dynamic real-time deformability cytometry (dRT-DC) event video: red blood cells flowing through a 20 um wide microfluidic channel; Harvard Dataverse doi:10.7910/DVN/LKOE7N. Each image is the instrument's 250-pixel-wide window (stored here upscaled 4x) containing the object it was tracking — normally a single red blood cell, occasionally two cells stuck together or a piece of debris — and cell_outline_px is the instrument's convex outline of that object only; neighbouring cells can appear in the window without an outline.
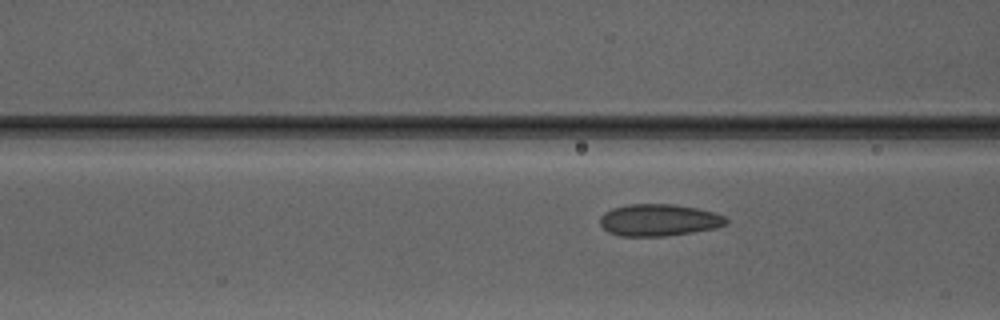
{"species": "Egyptian fruit bat (a non-hibernating species)", "species_latin": "Rousettus aegyptiacus", "temperature_condition": "warm", "stored_images_in_passage": 6, "camera_frame_rate_fps": 3000, "um_per_image_px": 0.085, "animal": {"sex": "male"}, "frame": {"image": 1, "passage_image": 6, "time_ms": 6.0, "image_size_px": [1000, 320], "cell_outline_px": [[728, 224], [716, 228], [692, 232], [664, 236], [620, 236], [608, 232], [600, 224], [600, 216], [604, 212], [612, 208], [628, 204], [672, 204], [696, 208], [712, 212], [724, 216], [728, 220]], "centroid_in_image_um": [55.99, 18.71], "position_along_channel_um": 110.6, "area_um2": 23.47}}